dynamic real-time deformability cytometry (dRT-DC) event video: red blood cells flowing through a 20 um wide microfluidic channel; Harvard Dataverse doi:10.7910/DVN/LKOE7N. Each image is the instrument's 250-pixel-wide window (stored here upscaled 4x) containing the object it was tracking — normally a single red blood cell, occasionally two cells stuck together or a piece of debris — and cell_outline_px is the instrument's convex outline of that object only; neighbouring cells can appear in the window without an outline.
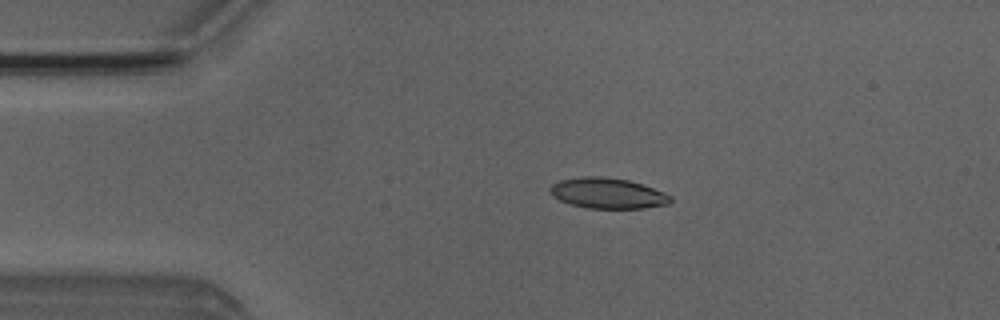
{"species": "Egyptian fruit bat (a non-hibernating species)", "species_latin": "Rousettus aegyptiacus", "temperature_condition": "room temperature", "stored_images_in_passage": 4, "camera_frame_rate_fps": 3000, "um_per_image_px": 0.085, "animal": {"sex": "male"}, "frame": {"image": 1, "passage_image": 3, "time_ms": 2.0, "image_size_px": [1000, 320], "cell_outline_px": [[672, 200], [668, 204], [644, 208], [588, 208], [572, 204], [560, 200], [552, 196], [548, 188], [552, 184], [560, 180], [584, 176], [604, 176], [628, 180], [664, 192], [672, 196]], "centroid_in_image_um": [51.64, 16.42], "position_along_channel_um": 33.4, "area_um2": 21.39}}